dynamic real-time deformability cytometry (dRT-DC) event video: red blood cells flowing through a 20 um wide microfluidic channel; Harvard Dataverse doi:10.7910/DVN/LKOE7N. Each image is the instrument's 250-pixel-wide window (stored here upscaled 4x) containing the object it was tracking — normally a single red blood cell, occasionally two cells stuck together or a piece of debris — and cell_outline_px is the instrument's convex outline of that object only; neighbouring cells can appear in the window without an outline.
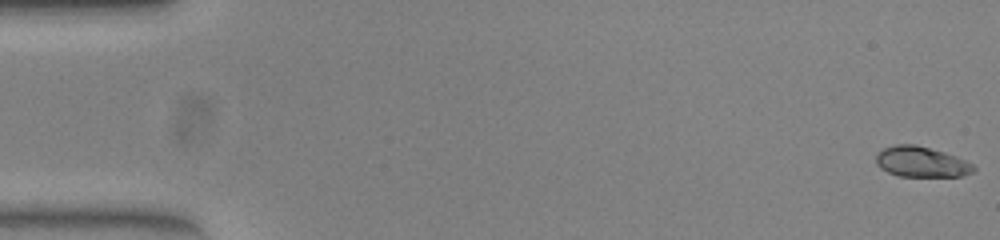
{"species": "common noctule bat (a hibernating species)", "species_latin": "Nyctalus noctula", "temperature_condition": "warm", "stored_images_in_passage": 54, "camera_frame_rate_fps": 3000, "um_per_image_px": 0.085, "animal": {"sex": "female", "body_mass_g": 23.0, "forearm_length_mm": 53.4}, "frame": {"image": 1, "passage_image": 1, "time_ms": 0.0, "image_size_px": [1000, 240], "cell_outline_px": [[976, 168], [972, 172], [960, 176], [900, 176], [888, 172], [880, 168], [876, 164], [876, 156], [884, 148], [896, 144], [916, 144], [944, 152], [956, 156], [972, 164]], "centroid_in_image_um": [78.3, 13.75], "position_along_channel_um": 6.7, "area_um2": 17.17}}
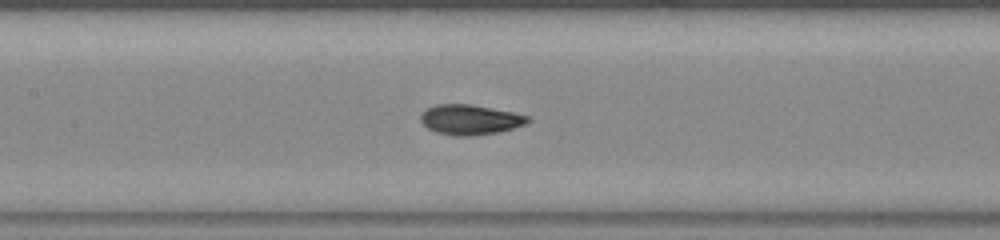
{"frame": {"image": 2, "passage_image": 25, "time_ms": 8.0, "image_size_px": [1000, 240], "cell_outline_px": [[532, 120], [524, 124], [512, 128], [496, 132], [468, 136], [456, 136], [436, 132], [428, 128], [420, 120], [420, 116], [428, 108], [436, 104], [468, 104], [512, 112], [528, 116]], "centroid_in_image_um": [39.94, 10.17], "position_along_channel_um": 167.5, "area_um2": 18.38}}
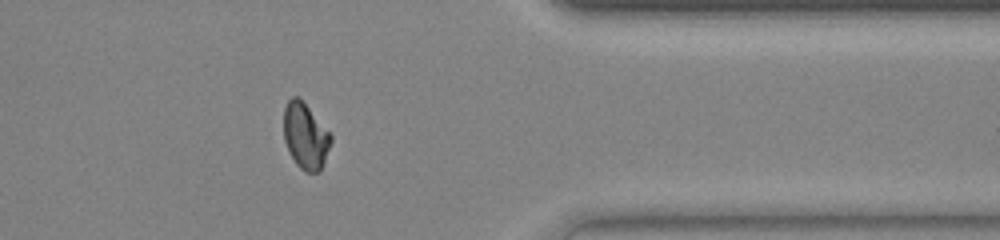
{"frame": {"image": 3, "passage_image": 43, "time_ms": 14.0, "image_size_px": [1000, 240], "cell_outline_px": [[332, 140], [324, 164], [320, 172], [304, 172], [296, 164], [284, 140], [284, 108], [288, 100], [292, 96], [300, 96], [332, 136]], "centroid_in_image_um": [25.97, 11.55], "position_along_channel_um": 385.4, "area_um2": 18.21}, "authors_computed_cell_mechanics": {"area_um2": 18.0336, "velocity_mm_per_s": 3.9037, "shape_relaxation_time_tau1_ms": 5.8541, "shape_relaxation_time_tau2_ms": null, "deformation_change_tau1": 0.1784, "deformation_change_tau2": null}}